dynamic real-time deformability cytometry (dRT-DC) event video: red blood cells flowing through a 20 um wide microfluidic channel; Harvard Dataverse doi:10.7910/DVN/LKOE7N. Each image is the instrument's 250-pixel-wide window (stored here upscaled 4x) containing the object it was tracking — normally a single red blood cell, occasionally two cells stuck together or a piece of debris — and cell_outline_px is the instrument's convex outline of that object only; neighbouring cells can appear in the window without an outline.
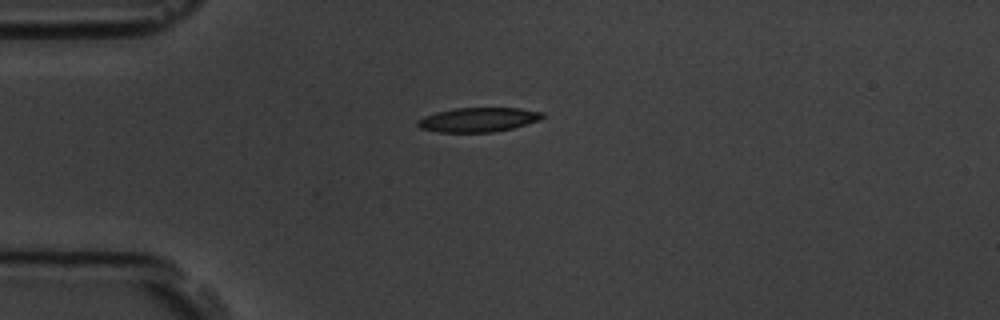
{"species": "common noctule bat (a hibernating species)", "species_latin": "Nyctalus noctula", "temperature_condition": "room temperature", "stored_images_in_passage": 2, "camera_frame_rate_fps": 3000, "um_per_image_px": 0.085, "animal": {"sex": "male", "body_mass_g": 19.5, "forearm_length_mm": 54.6}, "frame": {"image": 1, "passage_image": 1, "time_ms": 0.0, "image_size_px": [1000, 320], "cell_outline_px": [[544, 116], [540, 120], [512, 128], [492, 132], [436, 132], [420, 128], [416, 124], [416, 120], [424, 116], [436, 112], [456, 108], [520, 108], [544, 112]], "centroid_in_image_um": [40.63, 10.17], "position_along_channel_um": 44.4, "area_um2": 17.74}}